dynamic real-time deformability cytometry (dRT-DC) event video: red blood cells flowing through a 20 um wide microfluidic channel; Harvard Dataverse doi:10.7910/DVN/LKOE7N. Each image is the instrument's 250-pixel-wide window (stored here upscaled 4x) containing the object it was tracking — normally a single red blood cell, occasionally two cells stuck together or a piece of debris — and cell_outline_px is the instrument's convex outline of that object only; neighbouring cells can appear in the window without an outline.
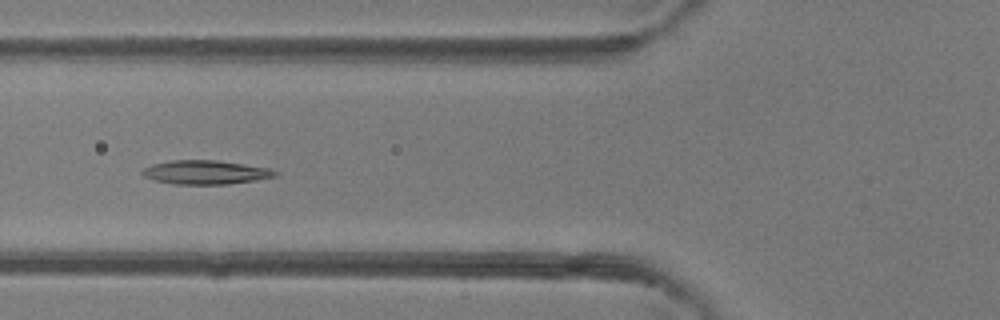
{"species": "common noctule bat (a hibernating species)", "species_latin": "Nyctalus noctula", "temperature_condition": "room temperature", "stored_images_in_passage": 6, "camera_frame_rate_fps": 3000, "um_per_image_px": 0.085, "animal": {"sex": "female"}, "frame": {"image": 1, "passage_image": 5, "time_ms": 4.667, "image_size_px": [1000, 320], "cell_outline_px": [[280, 176], [228, 184], [176, 184], [156, 180], [144, 176], [140, 172], [144, 168], [152, 164], [172, 160], [216, 160], [244, 164], [268, 168], [280, 172]], "centroid_in_image_um": [17.51, 14.64], "position_along_channel_um": 108.3, "area_um2": 18.44}}
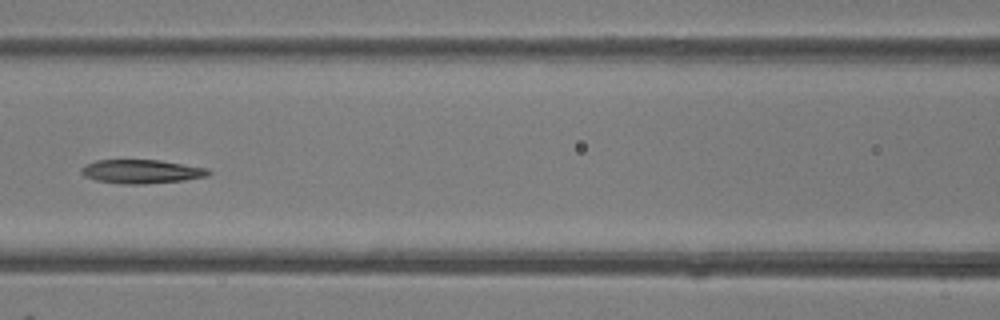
{"frame": {"image": 2, "passage_image": 6, "time_ms": 5.667, "image_size_px": [1000, 320], "cell_outline_px": [[212, 172], [208, 176], [184, 180], [144, 184], [124, 184], [96, 180], [84, 176], [80, 172], [80, 168], [96, 160], [160, 160], [208, 168]], "centroid_in_image_um": [12.04, 14.58], "position_along_channel_um": 154.6, "area_um2": 17.63}}